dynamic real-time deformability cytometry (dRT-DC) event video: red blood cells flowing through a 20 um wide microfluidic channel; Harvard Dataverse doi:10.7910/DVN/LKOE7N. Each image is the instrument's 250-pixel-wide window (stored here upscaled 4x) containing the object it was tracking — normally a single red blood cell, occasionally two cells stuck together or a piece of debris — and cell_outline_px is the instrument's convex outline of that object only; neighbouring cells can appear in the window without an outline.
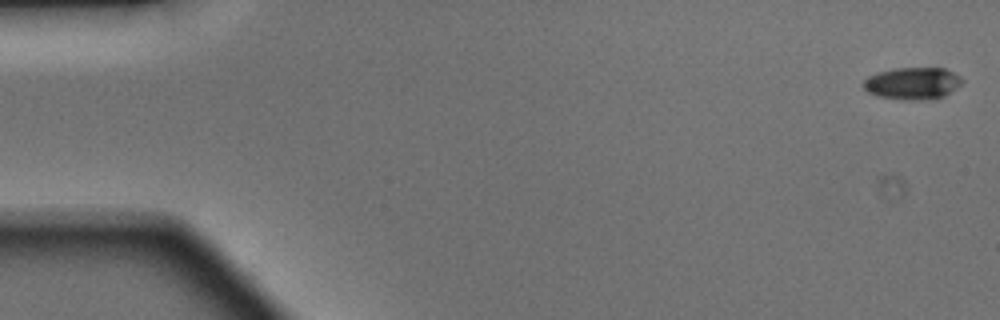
{"species": "Egyptian fruit bat (a non-hibernating species)", "species_latin": "Rousettus aegyptiacus", "temperature_condition": "warm", "stored_images_in_passage": 10, "camera_frame_rate_fps": 3000, "um_per_image_px": 0.085, "animal": {"sex": "male"}, "frame": {"image": 1, "passage_image": 1, "time_ms": 0.0, "image_size_px": [1000, 320], "cell_outline_px": [[964, 80], [956, 88], [944, 96], [936, 100], [904, 100], [876, 96], [868, 92], [864, 88], [864, 80], [868, 76], [892, 68], [944, 68], [960, 76]], "centroid_in_image_um": [77.58, 7.1], "position_along_channel_um": 7.4, "area_um2": 18.61}}